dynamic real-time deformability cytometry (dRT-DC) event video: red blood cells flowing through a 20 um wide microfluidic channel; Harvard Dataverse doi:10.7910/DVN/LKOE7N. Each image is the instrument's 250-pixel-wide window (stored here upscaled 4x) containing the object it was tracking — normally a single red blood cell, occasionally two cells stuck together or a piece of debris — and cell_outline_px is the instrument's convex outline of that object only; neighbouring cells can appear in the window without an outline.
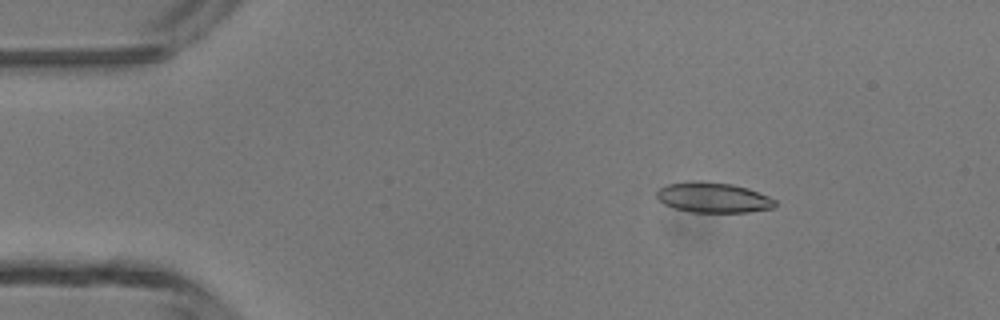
{"species": "common noctule bat (a hibernating species)", "species_latin": "Nyctalus noctula", "temperature_condition": "room temperature", "stored_images_in_passage": 3, "camera_frame_rate_fps": 3000, "um_per_image_px": 0.085, "animal": {"sex": "male", "body_mass_g": 13.3}, "frame": {"image": 1, "passage_image": 2, "time_ms": 1.0, "image_size_px": [1000, 320], "cell_outline_px": [[776, 204], [772, 208], [748, 212], [692, 212], [676, 208], [664, 204], [656, 196], [656, 192], [660, 188], [668, 184], [732, 184], [748, 188], [768, 196], [776, 200]], "centroid_in_image_um": [60.68, 16.84], "position_along_channel_um": 24.3, "area_um2": 19.83}}